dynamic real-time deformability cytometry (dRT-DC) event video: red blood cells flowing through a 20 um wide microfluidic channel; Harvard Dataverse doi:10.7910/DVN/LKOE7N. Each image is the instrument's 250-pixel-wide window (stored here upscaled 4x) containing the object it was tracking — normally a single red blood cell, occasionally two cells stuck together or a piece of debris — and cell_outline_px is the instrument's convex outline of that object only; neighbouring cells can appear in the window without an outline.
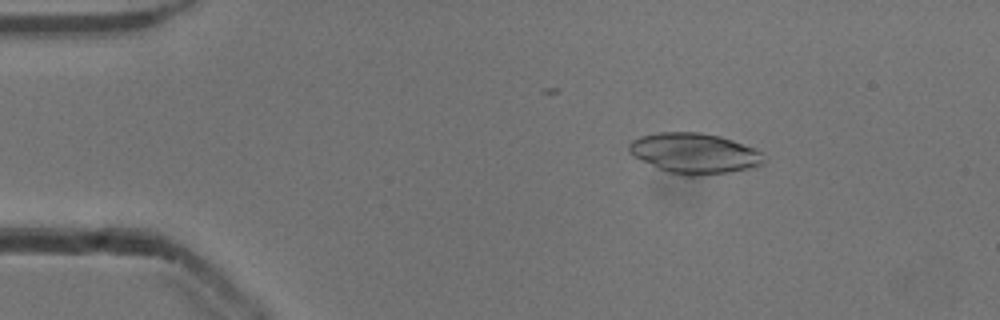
{"species": "common noctule bat (a hibernating species)", "species_latin": "Nyctalus noctula", "temperature_condition": "cold", "stored_images_in_passage": 42, "camera_frame_rate_fps": 3000, "um_per_image_px": 0.085, "animal": {"sex": "male", "body_mass_g": 13.3}, "frame": {"image": 1, "passage_image": 7, "time_ms": 2.0, "image_size_px": [1000, 320], "cell_outline_px": [[764, 164], [732, 172], [692, 176], [684, 176], [668, 172], [656, 168], [628, 152], [628, 144], [632, 140], [640, 136], [660, 132], [700, 132], [720, 136], [756, 148], [760, 152], [764, 160]], "centroid_in_image_um": [59.01, 13.03], "position_along_channel_um": 26.0, "area_um2": 31.79}}
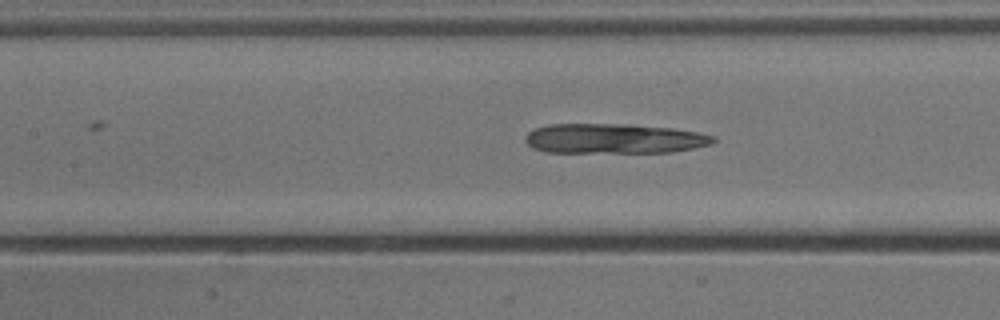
{"frame": {"image": 2, "passage_image": 22, "time_ms": 7.0, "image_size_px": [1000, 320], "cell_outline_px": [[716, 140], [712, 144], [672, 152], [544, 152], [532, 148], [524, 140], [524, 136], [532, 128], [548, 124], [628, 124], [672, 128], [696, 132], [716, 136]], "centroid_in_image_um": [52.14, 11.77], "position_along_channel_um": 155.3, "area_um2": 32.95}}
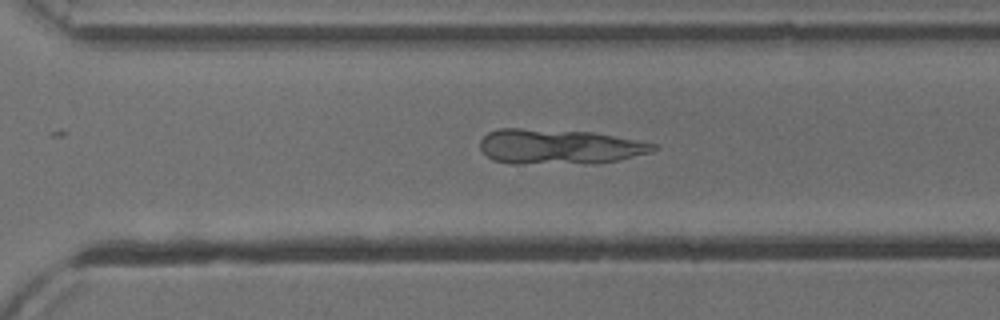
{"frame": {"image": 3, "passage_image": 35, "time_ms": 11.333, "image_size_px": [1000, 320], "cell_outline_px": [[660, 148], [652, 152], [616, 160], [596, 164], [512, 164], [492, 160], [480, 148], [480, 140], [488, 132], [496, 128], [520, 128], [592, 132], [656, 144]], "centroid_in_image_um": [47.5, 12.48], "position_along_channel_um": 323.1, "area_um2": 35.72}}